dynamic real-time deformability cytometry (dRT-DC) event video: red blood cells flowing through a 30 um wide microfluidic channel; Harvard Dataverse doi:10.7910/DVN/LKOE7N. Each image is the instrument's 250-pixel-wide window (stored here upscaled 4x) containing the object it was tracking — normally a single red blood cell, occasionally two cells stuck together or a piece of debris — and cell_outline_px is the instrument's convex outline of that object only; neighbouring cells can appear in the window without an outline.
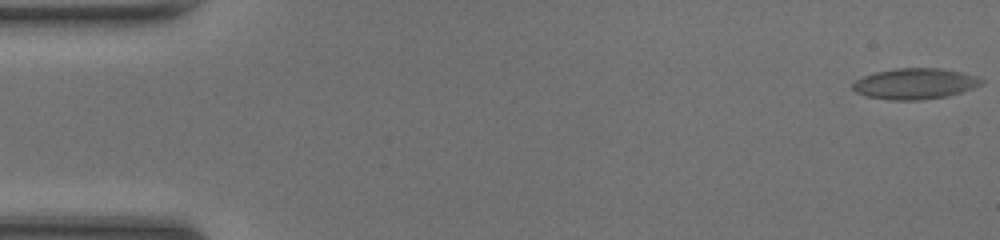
{"species": "common noctule bat (a hibernating species)", "species_latin": "Nyctalus noctula", "temperature_condition": "room temperature", "stored_images_in_passage": 48, "camera_frame_rate_fps": 3000, "um_per_image_px": 0.085, "animal": {"sex": "female", "body_mass_g": 20.0, "forearm_length_mm": 54.0}, "frame": {"image": 1, "passage_image": 1, "time_ms": 0.0, "image_size_px": [1000, 240], "cell_outline_px": [[984, 84], [948, 96], [920, 100], [888, 100], [864, 96], [856, 92], [852, 88], [852, 84], [856, 80], [864, 76], [876, 72], [896, 68], [940, 68], [960, 72], [976, 76], [984, 80]], "centroid_in_image_um": [77.76, 7.12], "position_along_channel_um": 7.2, "area_um2": 23.18}}
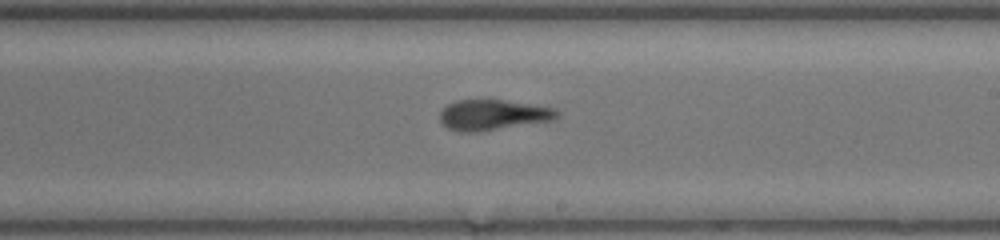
{"frame": {"image": 2, "passage_image": 28, "time_ms": 9.0, "image_size_px": [1000, 240], "cell_outline_px": [[560, 116], [552, 120], [480, 132], [456, 132], [448, 128], [440, 120], [440, 112], [448, 104], [456, 100], [504, 100], [556, 108], [560, 112]], "centroid_in_image_um": [41.91, 9.77], "position_along_channel_um": 247.1, "area_um2": 20.87}}
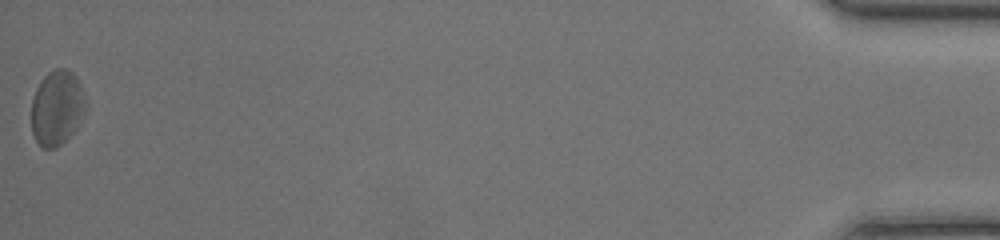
{"frame": {"image": 3, "passage_image": 48, "time_ms": 15.667, "image_size_px": [1000, 240], "cell_outline_px": [[84, 112], [76, 128], [56, 148], [40, 148], [32, 132], [32, 100], [36, 88], [44, 76], [48, 72], [56, 68], [68, 68], [76, 76], [80, 84], [84, 96]], "centroid_in_image_um": [4.82, 9.14], "position_along_channel_um": 430.4, "area_um2": 23.47}, "authors_computed_cell_mechanics": {"area_um2": 21.8195, "velocity_mm_per_s": 4.3048, "shape_relaxation_time_tau1_ms": 5.9418, "shape_relaxation_time_tau2_ms": 1.903, "deformation_change_tau1": 0.2168, "deformation_change_tau2": 0.1207}}